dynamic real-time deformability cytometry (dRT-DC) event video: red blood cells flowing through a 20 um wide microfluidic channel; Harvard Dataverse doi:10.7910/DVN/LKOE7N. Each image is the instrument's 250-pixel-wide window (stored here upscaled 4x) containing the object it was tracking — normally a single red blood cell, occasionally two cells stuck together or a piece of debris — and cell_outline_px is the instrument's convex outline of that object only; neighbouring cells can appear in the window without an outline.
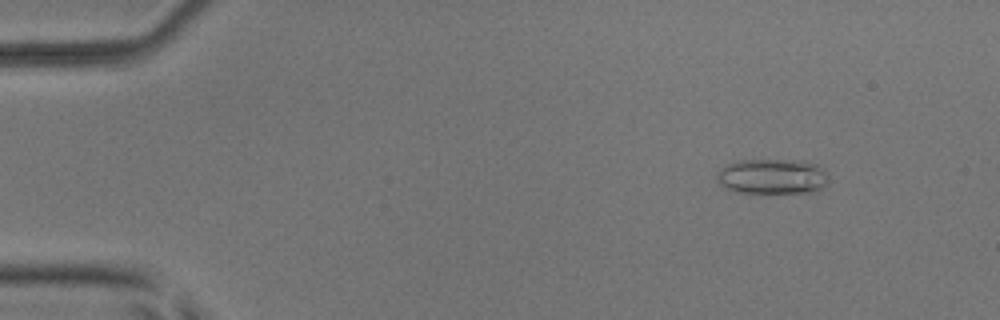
{"species": "common noctule bat (a hibernating species)", "species_latin": "Nyctalus noctula", "temperature_condition": "room temperature", "stored_images_in_passage": 5, "camera_frame_rate_fps": 3000, "um_per_image_px": 0.085, "animal": {"sex": "male", "body_mass_g": 17.9, "forearm_length_mm": 54.2}, "frame": {"image": 1, "passage_image": 2, "time_ms": 1.0, "image_size_px": [1000, 320], "cell_outline_px": [[828, 184], [816, 192], [736, 192], [724, 188], [716, 180], [716, 176], [720, 168], [736, 160], [776, 160], [816, 164], [828, 176]], "centroid_in_image_um": [65.59, 15.01], "position_along_channel_um": 19.4, "area_um2": 22.66}}